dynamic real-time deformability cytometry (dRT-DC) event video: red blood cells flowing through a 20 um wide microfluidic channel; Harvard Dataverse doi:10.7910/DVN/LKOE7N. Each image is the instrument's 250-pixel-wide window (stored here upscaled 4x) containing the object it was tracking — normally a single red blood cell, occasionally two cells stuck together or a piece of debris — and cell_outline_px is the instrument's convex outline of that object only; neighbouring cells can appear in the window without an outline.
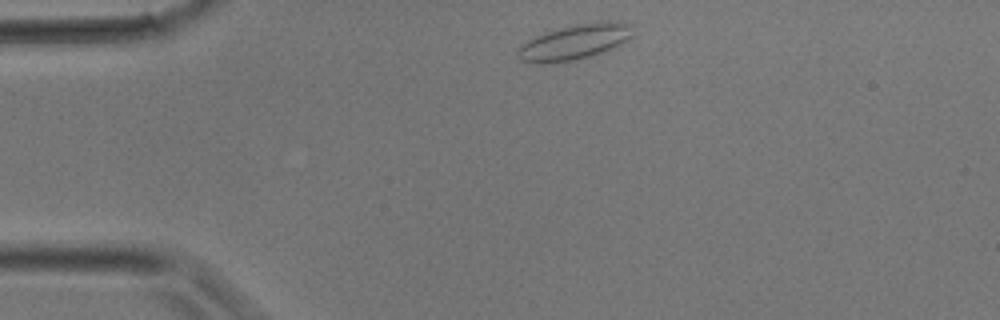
{"species": "common noctule bat (a hibernating species)", "species_latin": "Nyctalus noctula", "temperature_condition": "room temperature", "stored_images_in_passage": 2, "camera_frame_rate_fps": 3000, "um_per_image_px": 0.085, "animal": {"sex": "male", "body_mass_g": 17.9}, "frame": {"image": 1, "passage_image": 1, "time_ms": 0.0, "image_size_px": [1000, 320], "cell_outline_px": [[636, 36], [604, 52], [592, 56], [576, 60], [548, 64], [532, 64], [520, 60], [516, 52], [516, 48], [520, 44], [544, 32], [576, 24], [608, 20], [632, 24]], "centroid_in_image_um": [48.85, 3.58], "position_along_channel_um": 36.1, "area_um2": 24.33}}